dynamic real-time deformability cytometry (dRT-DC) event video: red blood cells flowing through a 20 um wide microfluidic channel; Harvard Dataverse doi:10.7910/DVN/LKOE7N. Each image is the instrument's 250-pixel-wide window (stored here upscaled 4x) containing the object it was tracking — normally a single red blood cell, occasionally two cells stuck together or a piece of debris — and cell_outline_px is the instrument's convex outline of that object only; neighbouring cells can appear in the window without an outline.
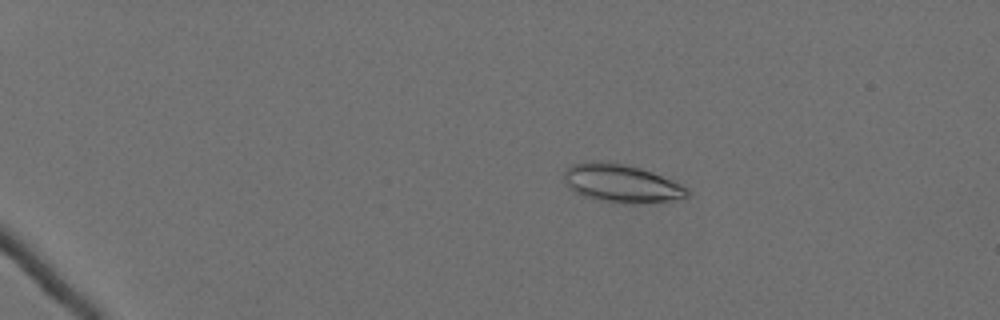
{"species": "Egyptian fruit bat (a non-hibernating species)", "species_latin": "Rousettus aegyptiacus", "temperature_condition": "cold", "stored_images_in_passage": 62, "camera_frame_rate_fps": 3000, "um_per_image_px": 0.085, "animal": {"sex": "female"}, "frame": {"image": 1, "passage_image": 14, "time_ms": 4.333, "image_size_px": [1000, 320], "cell_outline_px": [[688, 196], [668, 200], [624, 204], [596, 200], [584, 196], [568, 188], [564, 184], [564, 172], [572, 164], [584, 160], [604, 160], [624, 164], [640, 168], [652, 172], [672, 180], [688, 188]], "centroid_in_image_um": [52.73, 15.56], "position_along_channel_um": 32.3, "area_um2": 27.51}}
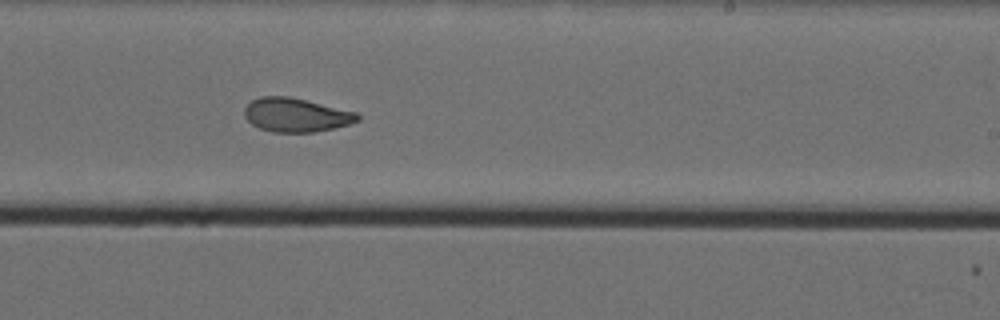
{"frame": {"image": 2, "passage_image": 42, "time_ms": 13.667, "image_size_px": [1000, 320], "cell_outline_px": [[360, 120], [348, 124], [332, 128], [312, 132], [272, 132], [260, 128], [252, 124], [244, 116], [244, 108], [252, 100], [260, 96], [288, 96], [356, 112], [360, 116]], "centroid_in_image_um": [25.13, 9.77], "position_along_channel_um": 263.9, "area_um2": 22.08}}
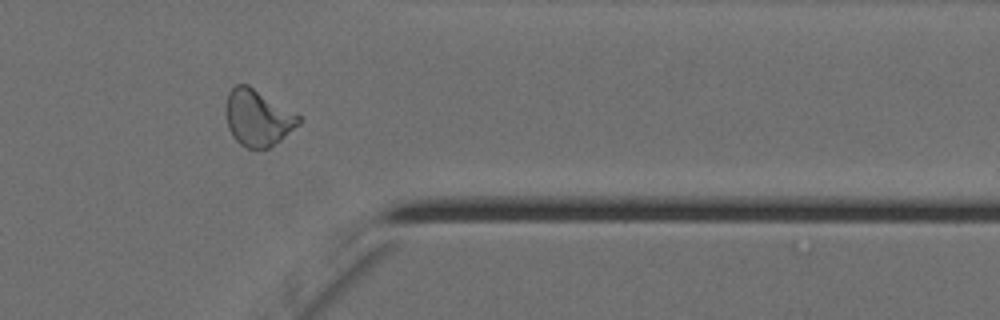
{"frame": {"image": 3, "passage_image": 53, "time_ms": 17.333, "image_size_px": [1000, 320], "cell_outline_px": [[300, 124], [280, 140], [268, 148], [248, 148], [240, 144], [232, 136], [228, 128], [224, 108], [228, 92], [236, 84], [248, 84], [300, 116]], "centroid_in_image_um": [21.87, 10.0], "position_along_channel_um": 389.5, "area_um2": 23.87}, "authors_computed_cell_mechanics": {"area_um2": 24.5361, "velocity_mm_per_s": 3.5375, "shape_relaxation_time_tau1_ms": 8.4513, "shape_relaxation_time_tau2_ms": 2.8575, "deformation_change_tau1": 0.1992, "deformation_change_tau2": 0.0862}}